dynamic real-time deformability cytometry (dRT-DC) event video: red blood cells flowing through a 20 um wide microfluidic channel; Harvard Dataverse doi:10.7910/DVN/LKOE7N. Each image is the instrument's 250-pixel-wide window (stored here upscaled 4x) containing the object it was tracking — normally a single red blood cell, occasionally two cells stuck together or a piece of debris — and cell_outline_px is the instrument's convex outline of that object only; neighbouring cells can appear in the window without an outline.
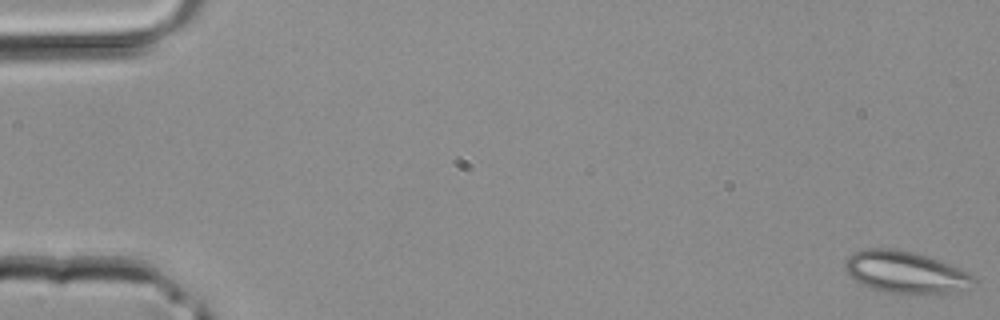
{"species": "common noctule bat (a hibernating species)", "species_latin": "Nyctalus noctula", "temperature_condition": "room temperature", "stored_images_in_passage": 43, "camera_frame_rate_fps": 3000, "um_per_image_px": 0.085, "animal": {"sex": "male", "body_mass_g": 20.4}, "frame": {"image": 1, "passage_image": 1, "time_ms": 0.0, "image_size_px": [1000, 320], "cell_outline_px": [[972, 280], [956, 292], [884, 292], [872, 288], [848, 276], [844, 268], [844, 260], [852, 252], [864, 248], [892, 248], [916, 252], [928, 256], [968, 272], [972, 276]], "centroid_in_image_um": [76.82, 23.08], "position_along_channel_um": 8.2, "area_um2": 30.63}}
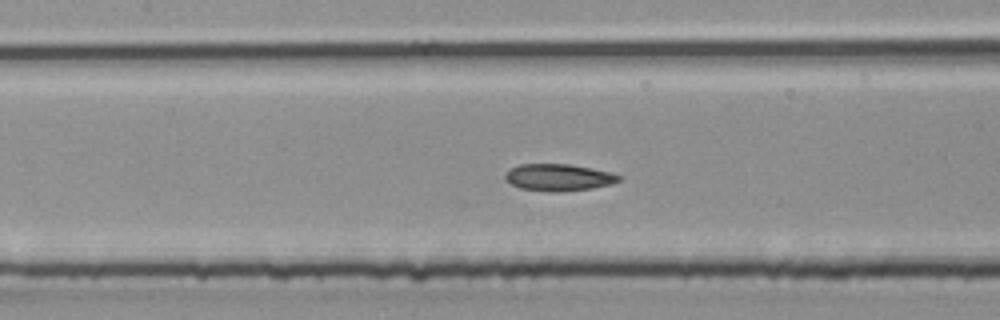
{"frame": {"image": 2, "passage_image": 20, "time_ms": 6.333, "image_size_px": [1000, 320], "cell_outline_px": [[624, 176], [620, 180], [612, 184], [592, 188], [560, 192], [552, 192], [520, 188], [504, 180], [504, 176], [512, 168], [520, 164], [568, 164], [612, 172]], "centroid_in_image_um": [47.52, 15.08], "position_along_channel_um": 159.9, "area_um2": 17.86}}
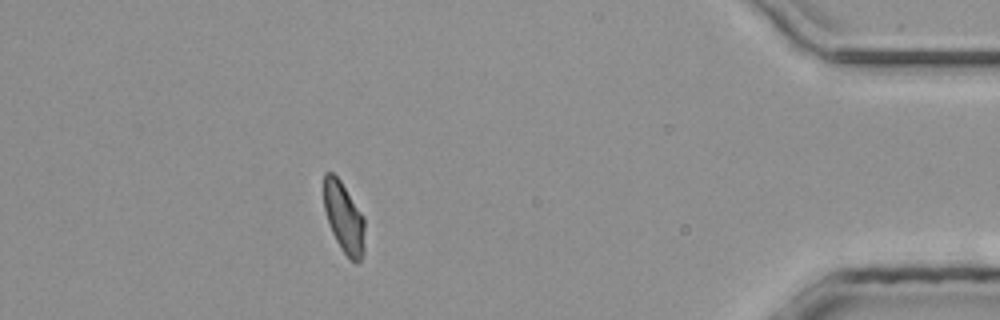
{"frame": {"image": 3, "passage_image": 38, "time_ms": 12.333, "image_size_px": [1000, 320], "cell_outline_px": [[364, 252], [360, 260], [356, 264], [340, 248], [332, 232], [324, 208], [324, 172], [332, 172], [340, 180], [364, 216]], "centroid_in_image_um": [29.24, 18.5], "position_along_channel_um": 406.0, "area_um2": 16.7}}